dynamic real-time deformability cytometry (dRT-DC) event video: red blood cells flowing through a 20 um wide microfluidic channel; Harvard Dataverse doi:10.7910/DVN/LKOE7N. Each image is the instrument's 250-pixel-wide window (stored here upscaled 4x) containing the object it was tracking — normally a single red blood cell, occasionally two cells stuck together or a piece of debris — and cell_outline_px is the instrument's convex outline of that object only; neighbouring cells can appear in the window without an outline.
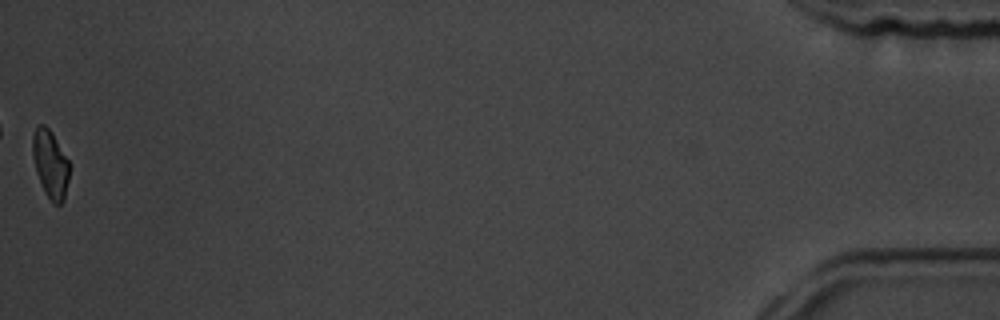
{"species": "common noctule bat (a hibernating species)", "species_latin": "Nyctalus noctula", "temperature_condition": "room temperature", "stored_images_in_passage": 56, "camera_frame_rate_fps": 3000, "um_per_image_px": 0.085, "animal": {"sex": "male", "body_mass_g": 19.5, "forearm_length_mm": 54.6}, "frame": {"image": 1, "passage_image": 56, "time_ms": 18.333, "image_size_px": [1000, 320], "cell_outline_px": [[72, 164], [64, 200], [60, 204], [52, 204], [44, 192], [36, 172], [32, 152], [32, 136], [36, 124], [44, 124], [52, 132]], "centroid_in_image_um": [4.3, 13.93], "position_along_channel_um": 430.9, "area_um2": 15.09}, "authors_computed_cell_mechanics": {"area_um2": 15.5771, "velocity_mm_per_s": 3.605, "shape_relaxation_time_tau1_ms": null, "shape_relaxation_time_tau2_ms": 8.7641, "deformation_change_tau1": null, "deformation_change_tau2": 0.1323}}